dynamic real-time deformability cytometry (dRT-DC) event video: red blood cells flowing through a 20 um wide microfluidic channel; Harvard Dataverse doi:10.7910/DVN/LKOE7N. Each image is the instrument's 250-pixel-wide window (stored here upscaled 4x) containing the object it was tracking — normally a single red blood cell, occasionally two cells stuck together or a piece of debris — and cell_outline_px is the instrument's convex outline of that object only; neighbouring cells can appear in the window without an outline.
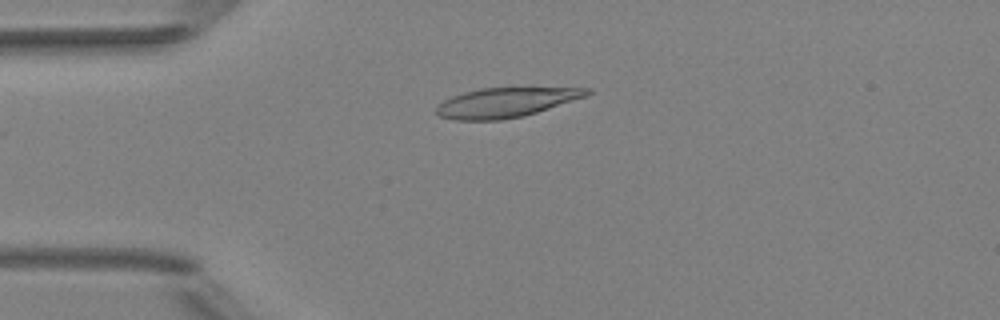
{"species": "Egyptian fruit bat (a non-hibernating species)", "species_latin": "Rousettus aegyptiacus", "temperature_condition": "room temperature", "stored_images_in_passage": 6, "camera_frame_rate_fps": 3000, "um_per_image_px": 0.085, "animal": {"sex": "female"}, "frame": {"image": 1, "passage_image": 4, "time_ms": 3.333, "image_size_px": [1000, 320], "cell_outline_px": [[592, 92], [584, 96], [524, 116], [500, 120], [452, 120], [440, 116], [436, 112], [436, 108], [444, 100], [452, 96], [464, 92], [480, 88], [592, 88]], "centroid_in_image_um": [42.94, 8.71], "position_along_channel_um": 42.1, "area_um2": 25.55}}
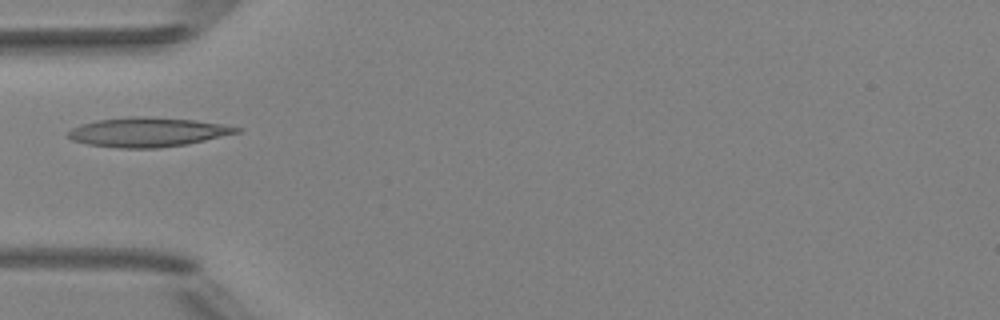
{"frame": {"image": 2, "passage_image": 5, "time_ms": 4.667, "image_size_px": [1000, 320], "cell_outline_px": [[244, 128], [240, 132], [188, 144], [160, 148], [120, 148], [88, 144], [72, 140], [68, 136], [68, 132], [72, 128], [80, 124], [96, 120], [132, 116], [144, 116], [192, 120], [220, 124]], "centroid_in_image_um": [12.54, 11.23], "position_along_channel_um": 72.5, "area_um2": 28.73}}
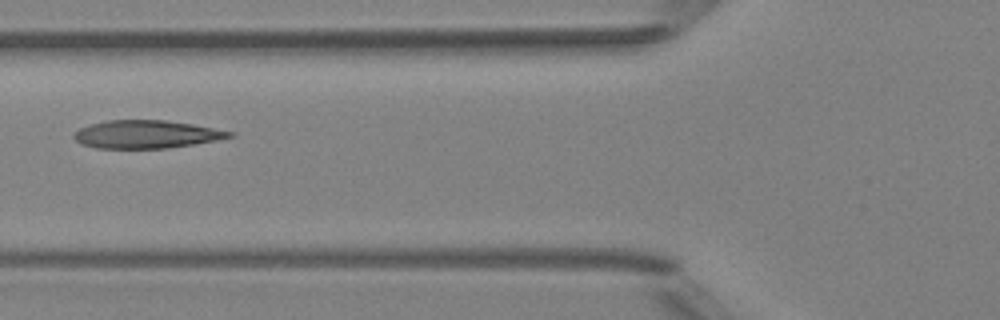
{"frame": {"image": 3, "passage_image": 6, "time_ms": 5.667, "image_size_px": [1000, 320], "cell_outline_px": [[236, 136], [216, 140], [192, 144], [164, 148], [96, 148], [80, 144], [72, 136], [80, 128], [92, 124], [108, 120], [164, 120], [192, 124], [236, 132]], "centroid_in_image_um": [12.46, 11.41], "position_along_channel_um": 113.3, "area_um2": 25.2}}